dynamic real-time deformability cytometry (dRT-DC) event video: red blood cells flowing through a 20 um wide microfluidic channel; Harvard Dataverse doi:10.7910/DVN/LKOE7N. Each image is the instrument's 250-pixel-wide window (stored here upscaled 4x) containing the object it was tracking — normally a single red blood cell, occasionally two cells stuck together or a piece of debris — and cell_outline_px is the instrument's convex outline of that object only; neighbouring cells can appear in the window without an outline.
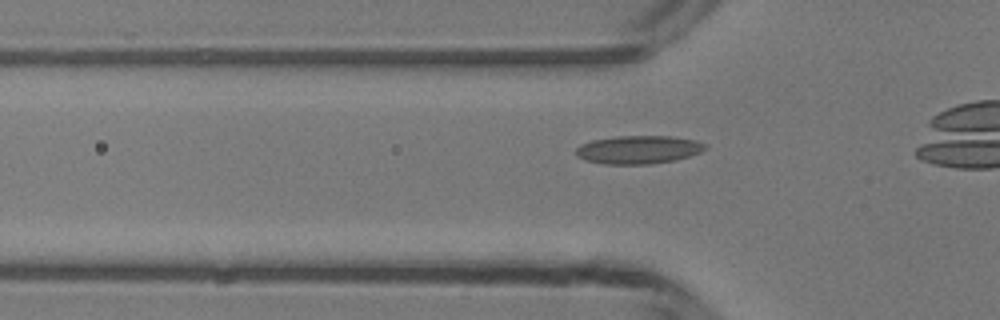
{"species": "common noctule bat (a hibernating species)", "species_latin": "Nyctalus noctula", "temperature_condition": "room temperature", "stored_images_in_passage": 36, "camera_frame_rate_fps": 3000, "um_per_image_px": 0.085, "animal": {"sex": "male", "body_mass_g": 13.3}, "frame": {"image": 1, "passage_image": 13, "time_ms": 4.0, "image_size_px": [1000, 320], "cell_outline_px": [[708, 148], [700, 152], [676, 160], [648, 164], [604, 164], [584, 160], [576, 156], [576, 148], [580, 144], [592, 140], [616, 136], [668, 136], [696, 140], [704, 144]], "centroid_in_image_um": [54.23, 12.72], "position_along_channel_um": 71.6, "area_um2": 21.27}}
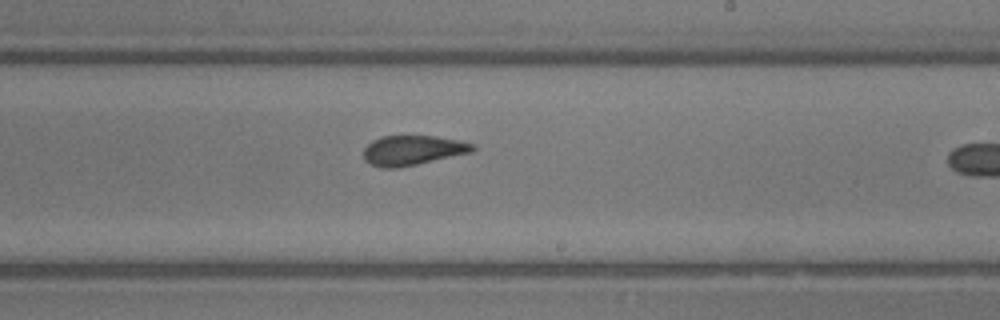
{"frame": {"image": 2, "passage_image": 26, "time_ms": 8.333, "image_size_px": [1000, 320], "cell_outline_px": [[476, 148], [472, 152], [416, 164], [396, 168], [380, 168], [368, 164], [364, 160], [364, 148], [372, 140], [384, 136], [436, 136], [460, 140], [476, 144]], "centroid_in_image_um": [35.07, 12.77], "position_along_channel_um": 253.9, "area_um2": 19.02}}
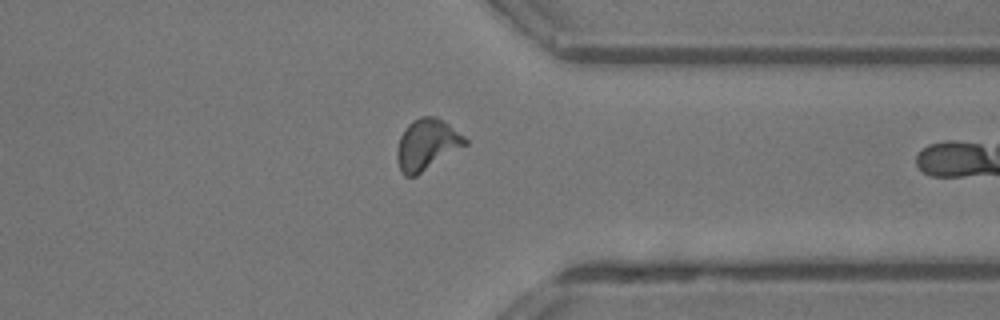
{"frame": {"image": 3, "passage_image": 35, "time_ms": 11.333, "image_size_px": [1000, 320], "cell_outline_px": [[468, 144], [416, 176], [404, 176], [400, 172], [396, 160], [396, 152], [400, 136], [404, 128], [412, 120], [420, 116], [436, 116], [444, 120], [464, 136], [468, 140]], "centroid_in_image_um": [36.26, 12.28], "position_along_channel_um": 375.1, "area_um2": 20.52}}